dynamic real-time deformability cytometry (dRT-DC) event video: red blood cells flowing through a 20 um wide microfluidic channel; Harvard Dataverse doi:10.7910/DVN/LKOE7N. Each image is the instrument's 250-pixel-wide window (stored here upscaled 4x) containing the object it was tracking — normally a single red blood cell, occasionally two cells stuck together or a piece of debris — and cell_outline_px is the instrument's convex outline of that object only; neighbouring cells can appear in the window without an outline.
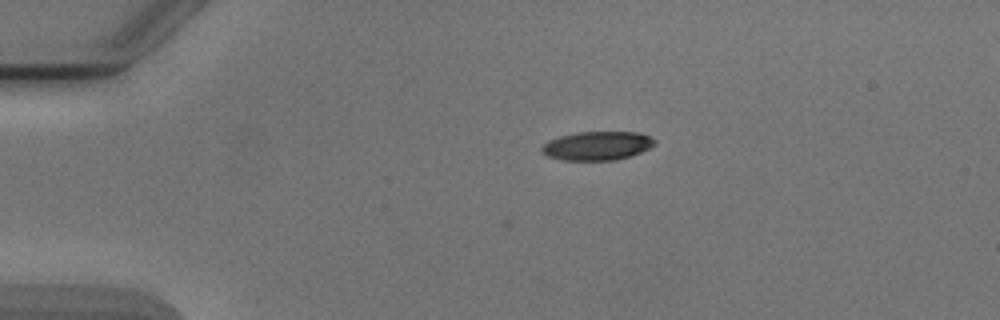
{"species": "Egyptian fruit bat (a non-hibernating species)", "species_latin": "Rousettus aegyptiacus", "temperature_condition": "cold", "stored_images_in_passage": 6, "camera_frame_rate_fps": 3000, "um_per_image_px": 0.085, "animal": {"sex": "male"}, "frame": {"image": 1, "passage_image": 3, "time_ms": 2.667, "image_size_px": [1000, 320], "cell_outline_px": [[656, 144], [640, 152], [616, 160], [560, 160], [548, 156], [540, 152], [540, 148], [548, 140], [560, 136], [576, 132], [640, 132], [656, 140]], "centroid_in_image_um": [50.73, 12.39], "position_along_channel_um": 34.3, "area_um2": 18.96}}
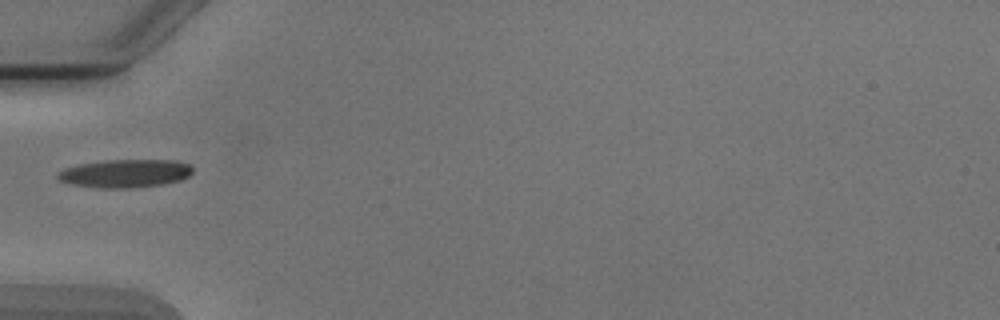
{"frame": {"image": 2, "passage_image": 5, "time_ms": 5.0, "image_size_px": [1000, 320], "cell_outline_px": [[192, 172], [188, 176], [180, 180], [164, 184], [128, 188], [100, 188], [72, 184], [60, 180], [56, 176], [56, 172], [64, 168], [80, 164], [108, 160], [176, 160], [188, 164], [192, 168]], "centroid_in_image_um": [10.63, 14.74], "position_along_channel_um": 74.4, "area_um2": 22.08}}
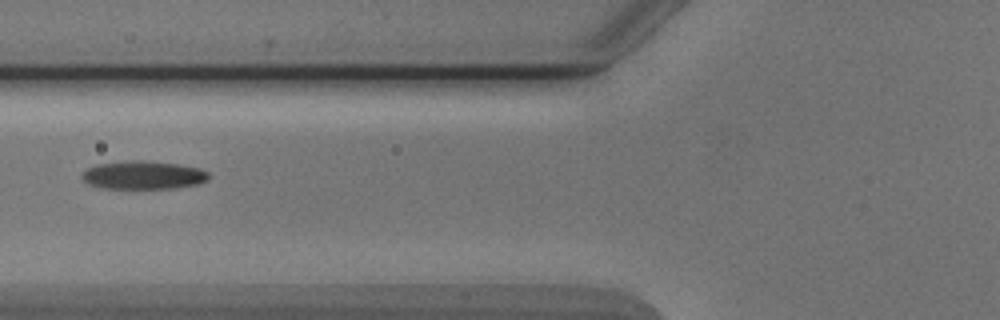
{"frame": {"image": 3, "passage_image": 6, "time_ms": 6.0, "image_size_px": [1000, 320], "cell_outline_px": [[208, 180], [196, 184], [172, 188], [104, 188], [88, 184], [80, 176], [88, 168], [96, 164], [132, 160], [140, 160], [176, 164], [200, 168], [208, 172]], "centroid_in_image_um": [12.16, 14.88], "position_along_channel_um": 113.6, "area_um2": 20.63}}